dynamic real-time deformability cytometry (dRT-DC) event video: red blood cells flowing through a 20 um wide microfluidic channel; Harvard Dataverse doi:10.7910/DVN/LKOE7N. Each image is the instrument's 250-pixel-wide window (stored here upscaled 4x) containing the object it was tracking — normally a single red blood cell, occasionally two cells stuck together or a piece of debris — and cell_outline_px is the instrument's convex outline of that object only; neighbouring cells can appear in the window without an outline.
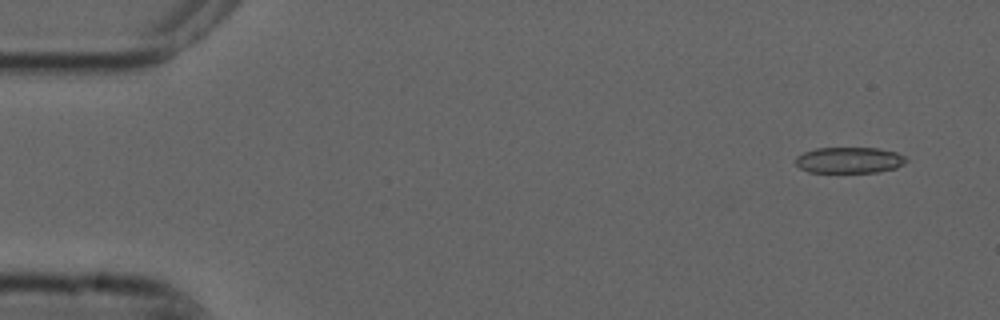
{"species": "common noctule bat (a hibernating species)", "species_latin": "Nyctalus noctula", "temperature_condition": "cold", "stored_images_in_passage": 8, "camera_frame_rate_fps": 3000, "um_per_image_px": 0.085, "animal": {"sex": "male", "forearm_length_mm": 52.5}, "frame": {"image": 1, "passage_image": 1, "time_ms": 0.0, "image_size_px": [1000, 320], "cell_outline_px": [[908, 160], [904, 164], [896, 168], [876, 172], [808, 172], [800, 168], [796, 164], [796, 156], [804, 152], [816, 148], [880, 148], [896, 152], [904, 156]], "centroid_in_image_um": [72.2, 13.61], "position_along_channel_um": 12.8, "area_um2": 16.82}}
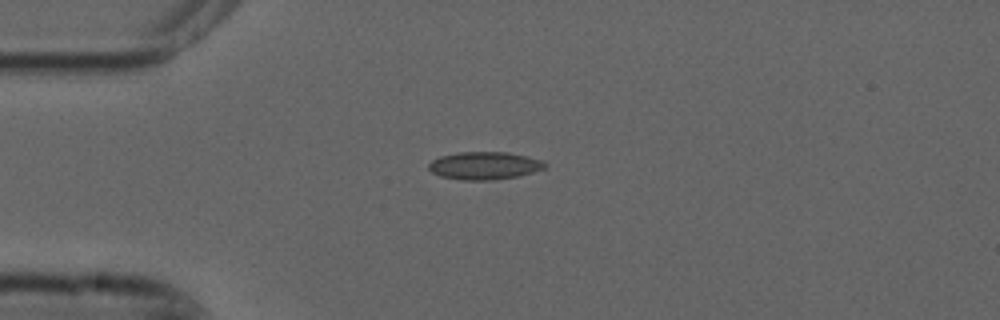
{"frame": {"image": 2, "passage_image": 4, "time_ms": 1.0, "image_size_px": [1000, 320], "cell_outline_px": [[548, 168], [520, 176], [492, 180], [464, 180], [440, 176], [432, 172], [428, 168], [428, 164], [432, 160], [440, 156], [456, 152], [508, 152], [528, 156], [544, 160], [548, 164]], "centroid_in_image_um": [41.24, 14.07], "position_along_channel_um": 43.8, "area_um2": 19.13}}
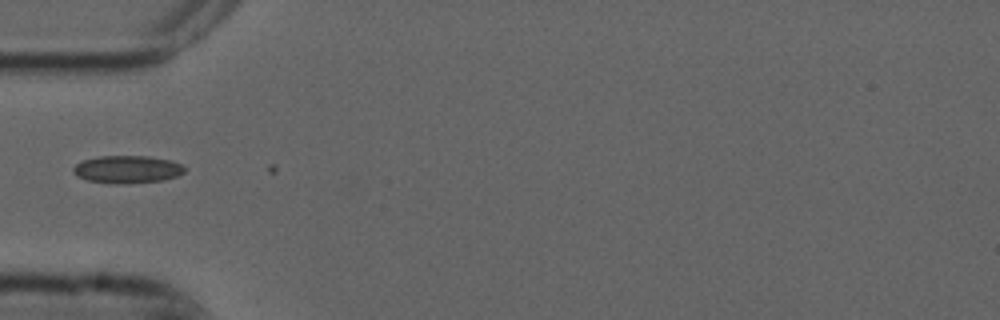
{"frame": {"image": 3, "passage_image": 5, "time_ms": 1.333, "image_size_px": [1000, 320], "cell_outline_px": [[184, 172], [176, 176], [164, 180], [116, 184], [88, 180], [76, 176], [72, 172], [72, 168], [76, 164], [84, 160], [100, 156], [148, 156], [172, 160], [184, 164]], "centroid_in_image_um": [10.83, 14.39], "position_along_channel_um": 74.2, "area_um2": 17.92}}